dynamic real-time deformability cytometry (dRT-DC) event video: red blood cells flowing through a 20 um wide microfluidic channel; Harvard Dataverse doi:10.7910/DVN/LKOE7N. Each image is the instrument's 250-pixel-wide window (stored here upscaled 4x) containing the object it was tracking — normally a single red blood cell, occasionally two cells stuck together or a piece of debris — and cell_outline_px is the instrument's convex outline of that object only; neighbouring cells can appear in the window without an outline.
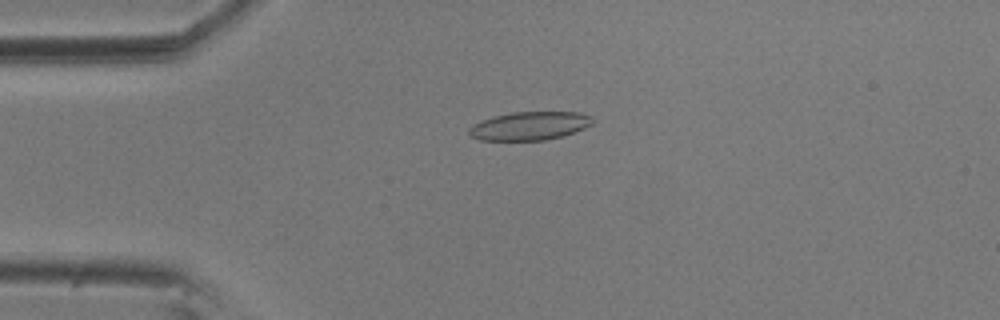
{"species": "common noctule bat (a hibernating species)", "species_latin": "Nyctalus noctula", "temperature_condition": "room temperature", "stored_images_in_passage": 53, "camera_frame_rate_fps": 3000, "um_per_image_px": 0.085, "animal": {"sex": "male", "body_mass_g": 20.5, "forearm_length_mm": 52.5}, "frame": {"image": 1, "passage_image": 10, "time_ms": 3.0, "image_size_px": [1000, 320], "cell_outline_px": [[596, 120], [592, 124], [584, 128], [564, 136], [544, 140], [480, 140], [472, 136], [468, 132], [468, 128], [472, 124], [480, 120], [492, 116], [512, 112], [580, 112], [592, 116]], "centroid_in_image_um": [45.03, 10.69], "position_along_channel_um": 40.0, "area_um2": 20.69}}
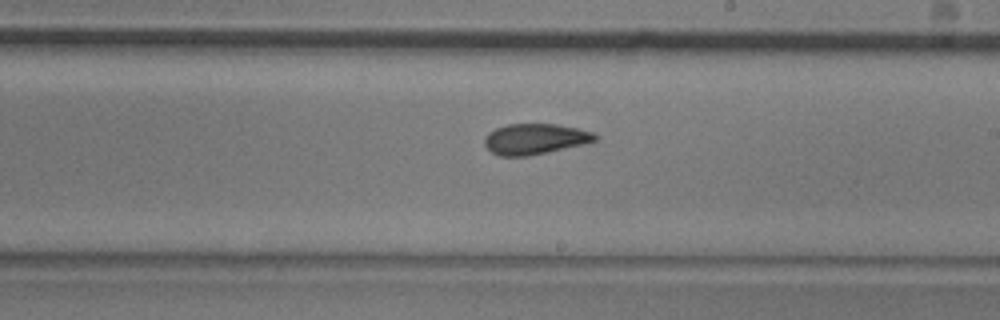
{"frame": {"image": 2, "passage_image": 29, "time_ms": 9.333, "image_size_px": [1000, 320], "cell_outline_px": [[596, 140], [548, 152], [528, 156], [500, 156], [492, 152], [484, 144], [484, 136], [488, 132], [496, 128], [508, 124], [556, 124], [580, 128], [592, 132], [596, 136]], "centroid_in_image_um": [45.42, 11.8], "position_along_channel_um": 243.6, "area_um2": 19.59}}
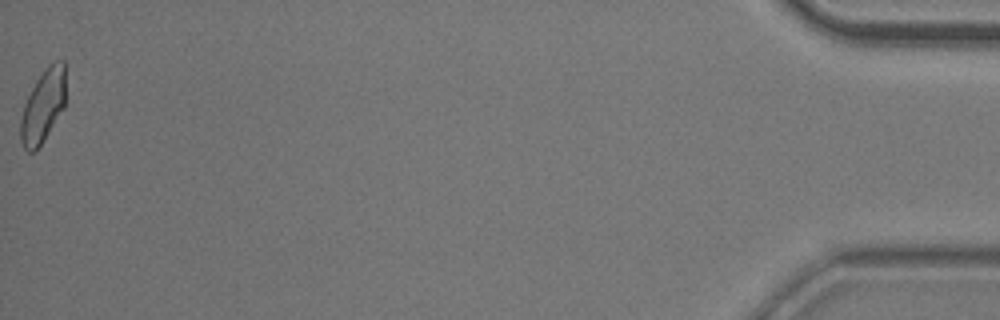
{"frame": {"image": 3, "passage_image": 53, "time_ms": 17.333, "image_size_px": [1000, 320], "cell_outline_px": [[64, 108], [40, 144], [32, 152], [28, 152], [24, 148], [20, 140], [20, 120], [24, 104], [36, 80], [48, 64], [56, 60], [64, 60]], "centroid_in_image_um": [3.64, 8.99], "position_along_channel_um": 431.6, "area_um2": 18.79}, "authors_computed_cell_mechanics": {"area_um2": 19.8832, "velocity_mm_per_s": 3.6079, "shape_relaxation_time_tau1_ms": 8.304, "shape_relaxation_time_tau2_ms": 3.3075, "deformation_change_tau1": 0.1932, "deformation_change_tau2": 0.0839}}